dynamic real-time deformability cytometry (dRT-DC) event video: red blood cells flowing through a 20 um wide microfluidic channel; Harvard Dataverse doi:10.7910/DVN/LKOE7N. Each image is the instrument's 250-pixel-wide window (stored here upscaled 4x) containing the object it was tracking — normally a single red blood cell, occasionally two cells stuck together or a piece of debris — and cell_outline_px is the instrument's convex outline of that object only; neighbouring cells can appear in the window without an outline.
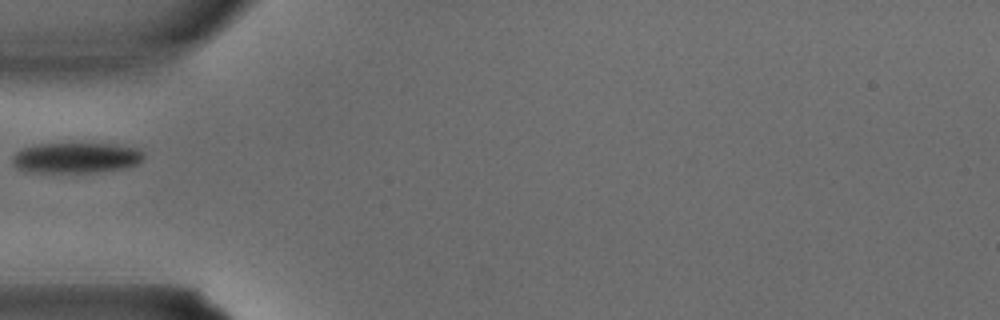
{"species": "common noctule bat (a hibernating species)", "species_latin": "Nyctalus noctula", "temperature_condition": "warm", "stored_images_in_passage": 14, "camera_frame_rate_fps": 3000, "um_per_image_px": 0.085, "animal": {"sex": "male", "body_mass_g": 15.6}, "frame": {"image": 1, "passage_image": 1, "time_ms": 0.0, "image_size_px": [1000, 320], "cell_outline_px": [[144, 160], [136, 164], [124, 168], [100, 172], [24, 172], [16, 168], [12, 164], [12, 156], [16, 152], [24, 148], [36, 144], [72, 140], [116, 144], [136, 148], [144, 152]], "centroid_in_image_um": [6.45, 13.36], "position_along_channel_um": 78.5, "area_um2": 24.68}}
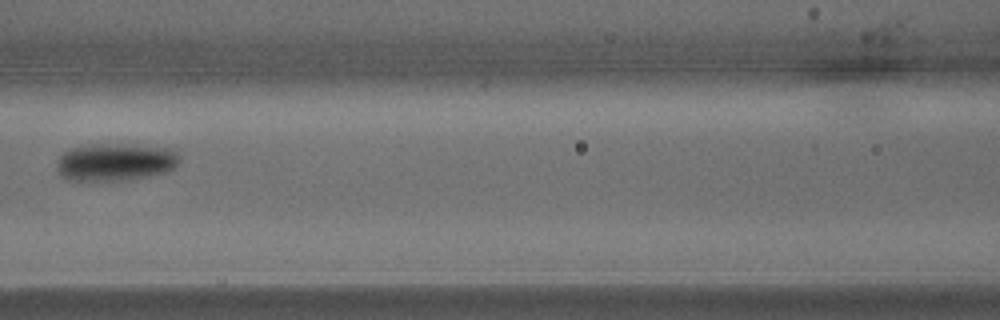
{"frame": {"image": 2, "passage_image": 5, "time_ms": 1.333, "image_size_px": [1000, 320], "cell_outline_px": [[180, 160], [168, 172], [128, 180], [68, 180], [60, 176], [56, 168], [56, 160], [64, 152], [72, 148], [92, 144], [104, 144], [172, 148], [176, 152]], "centroid_in_image_um": [9.77, 13.79], "position_along_channel_um": 156.8, "area_um2": 26.7}}